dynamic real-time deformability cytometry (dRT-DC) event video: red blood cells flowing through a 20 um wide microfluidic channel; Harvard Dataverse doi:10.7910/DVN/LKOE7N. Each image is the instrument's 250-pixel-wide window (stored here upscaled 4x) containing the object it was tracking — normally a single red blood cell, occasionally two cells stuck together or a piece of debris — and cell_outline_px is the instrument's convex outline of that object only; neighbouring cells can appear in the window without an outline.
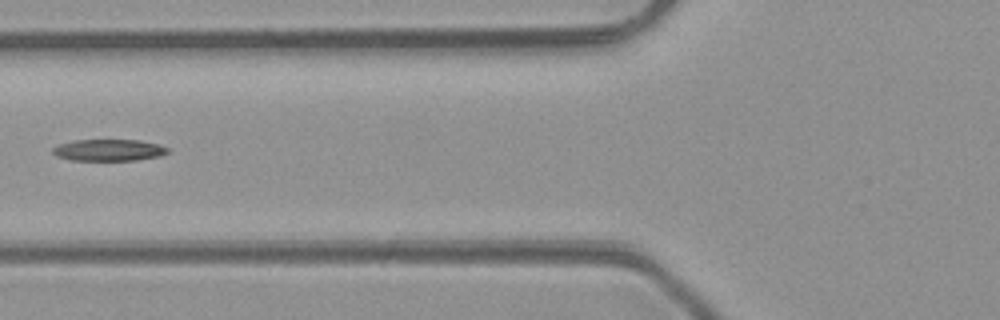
{"species": "common noctule bat (a hibernating species)", "species_latin": "Nyctalus noctula", "temperature_condition": "room temperature", "stored_images_in_passage": 7, "camera_frame_rate_fps": 3000, "um_per_image_px": 0.085, "animal": {"sex": "male", "body_mass_g": 23.1, "forearm_length_mm": 52.7}, "frame": {"image": 1, "passage_image": 6, "time_ms": 6.667, "image_size_px": [1000, 320], "cell_outline_px": [[168, 152], [160, 156], [136, 160], [68, 160], [56, 156], [52, 152], [52, 148], [60, 144], [72, 140], [140, 140], [156, 144], [168, 148]], "centroid_in_image_um": [9.2, 12.76], "position_along_channel_um": 116.6, "area_um2": 14.45}}
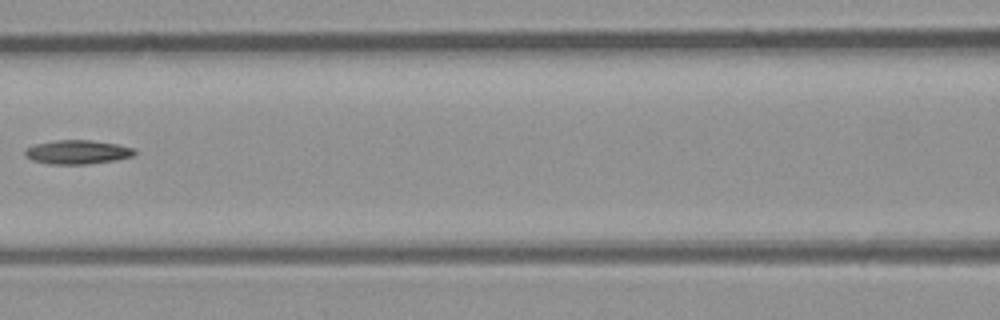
{"frame": {"image": 2, "passage_image": 7, "time_ms": 7.667, "image_size_px": [1000, 320], "cell_outline_px": [[136, 152], [132, 156], [116, 160], [88, 164], [48, 164], [32, 160], [24, 156], [24, 152], [28, 148], [36, 144], [56, 140], [88, 140], [120, 144], [132, 148]], "centroid_in_image_um": [6.58, 12.93], "position_along_channel_um": 160.0, "area_um2": 15.26}}